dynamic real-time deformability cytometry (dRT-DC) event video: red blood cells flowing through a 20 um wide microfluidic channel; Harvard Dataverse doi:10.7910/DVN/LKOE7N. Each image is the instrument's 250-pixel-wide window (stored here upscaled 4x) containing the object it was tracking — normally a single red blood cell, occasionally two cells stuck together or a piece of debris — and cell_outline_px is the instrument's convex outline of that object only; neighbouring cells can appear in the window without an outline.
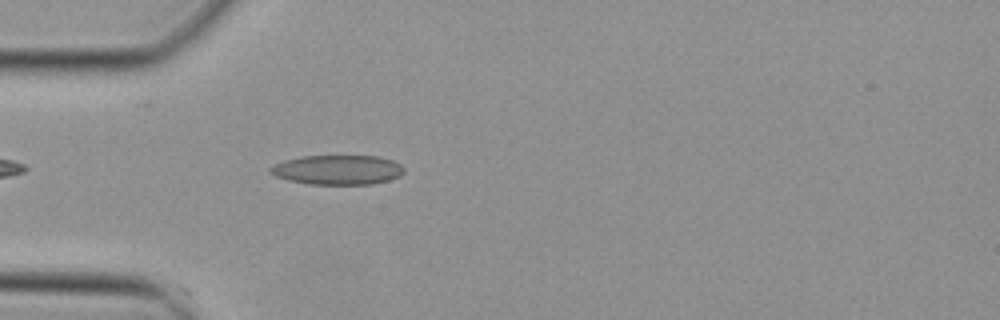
{"species": "Egyptian fruit bat (a non-hibernating species)", "species_latin": "Rousettus aegyptiacus", "temperature_condition": "cold", "stored_images_in_passage": 36, "camera_frame_rate_fps": 3000, "um_per_image_px": 0.085, "animal": {"sex": "female"}, "frame": {"image": 1, "passage_image": 3, "time_ms": 0.667, "image_size_px": [1000, 320], "cell_outline_px": [[404, 172], [400, 176], [388, 180], [372, 184], [308, 184], [276, 176], [268, 172], [268, 168], [284, 160], [300, 156], [380, 156], [392, 160], [400, 164], [404, 168]], "centroid_in_image_um": [28.71, 14.43], "position_along_channel_um": 56.3, "area_um2": 23.0}}
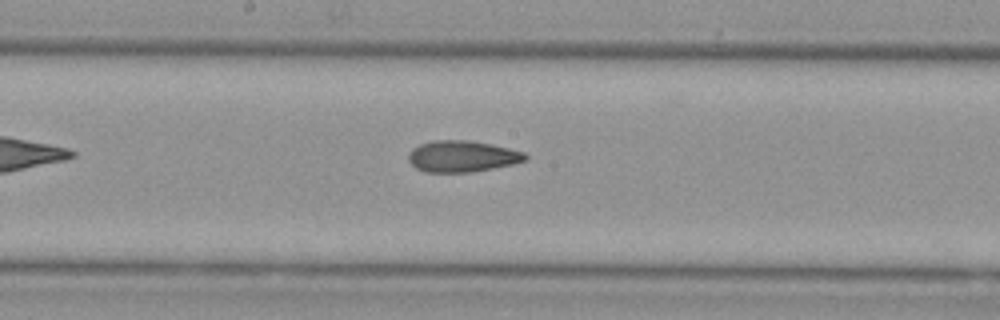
{"frame": {"image": 2, "passage_image": 14, "time_ms": 4.333, "image_size_px": [1000, 320], "cell_outline_px": [[528, 160], [512, 164], [472, 172], [424, 172], [416, 168], [408, 160], [408, 152], [412, 148], [420, 144], [432, 140], [468, 140], [492, 144], [524, 152], [528, 156]], "centroid_in_image_um": [39.27, 13.28], "position_along_channel_um": 208.9, "area_um2": 21.44}}
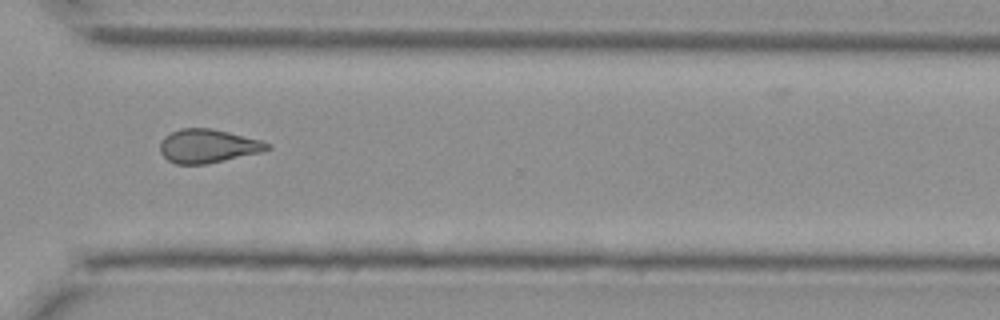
{"frame": {"image": 3, "passage_image": 24, "time_ms": 7.667, "image_size_px": [1000, 320], "cell_outline_px": [[272, 148], [260, 152], [224, 160], [204, 164], [176, 164], [168, 160], [160, 152], [160, 140], [164, 136], [180, 128], [212, 128], [260, 140], [272, 144]], "centroid_in_image_um": [17.65, 12.4], "position_along_channel_um": 352.9, "area_um2": 20.92}}